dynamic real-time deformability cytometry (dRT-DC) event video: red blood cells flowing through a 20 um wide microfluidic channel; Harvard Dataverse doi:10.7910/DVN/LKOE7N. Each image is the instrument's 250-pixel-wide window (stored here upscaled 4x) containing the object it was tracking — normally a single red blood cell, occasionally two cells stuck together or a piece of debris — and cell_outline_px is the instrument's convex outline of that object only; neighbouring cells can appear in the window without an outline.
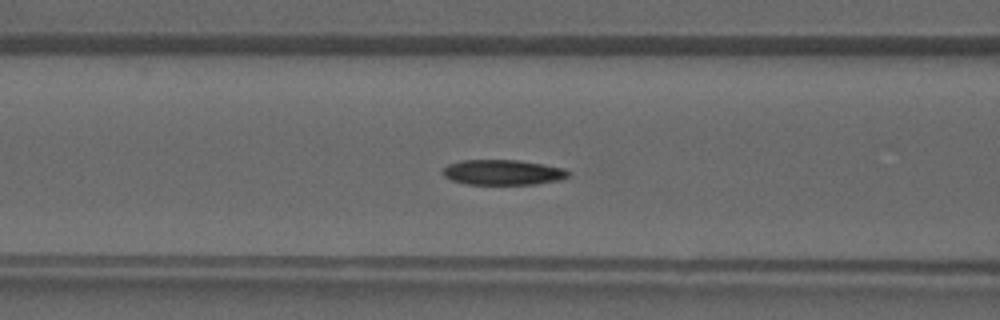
{"species": "common noctule bat (a hibernating species)", "species_latin": "Nyctalus noctula", "temperature_condition": "warm", "stored_images_in_passage": 29, "camera_frame_rate_fps": 3000, "um_per_image_px": 0.085, "animal": {"sex": "male", "forearm_length_mm": 52.5}, "frame": {"image": 1, "passage_image": 5, "time_ms": 1.333, "image_size_px": [1000, 320], "cell_outline_px": [[572, 172], [564, 180], [536, 184], [464, 184], [452, 180], [444, 176], [440, 172], [448, 164], [460, 160], [516, 160], [544, 164], [564, 168]], "centroid_in_image_um": [42.77, 14.65], "position_along_channel_um": 123.8, "area_um2": 18.73}}
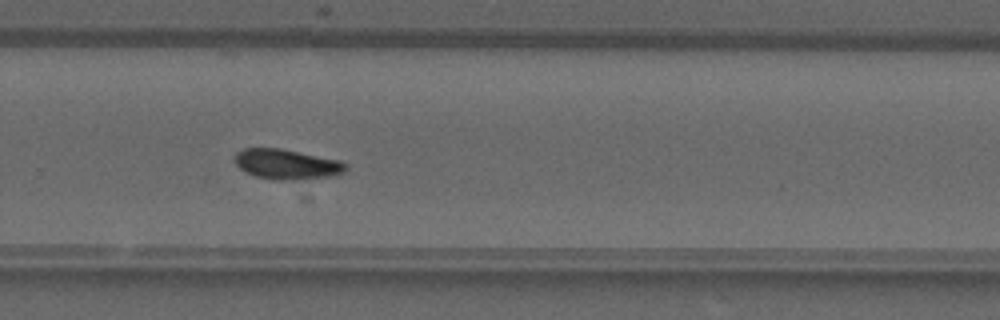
{"frame": {"image": 2, "passage_image": 16, "time_ms": 5.0, "image_size_px": [1000, 320], "cell_outline_px": [[348, 168], [344, 172], [332, 176], [304, 180], [272, 180], [256, 176], [244, 172], [236, 164], [236, 152], [244, 148], [280, 148], [340, 160]], "centroid_in_image_um": [24.38, 13.97], "position_along_channel_um": 305.4, "area_um2": 19.59}}
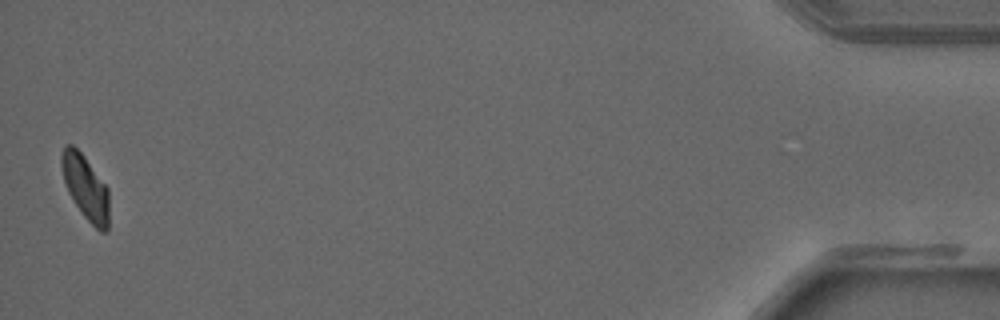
{"frame": {"image": 3, "passage_image": 29, "time_ms": 9.333, "image_size_px": [1000, 320], "cell_outline_px": [[108, 232], [100, 232], [84, 216], [68, 192], [64, 180], [60, 164], [60, 156], [64, 144], [72, 144], [84, 156], [108, 188]], "centroid_in_image_um": [7.25, 15.9], "position_along_channel_um": 427.9, "area_um2": 17.74}}